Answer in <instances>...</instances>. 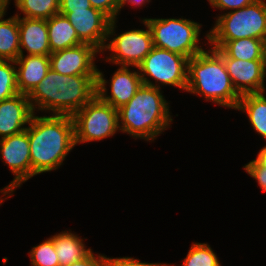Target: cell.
<instances>
[{
  "mask_svg": "<svg viewBox=\"0 0 266 266\" xmlns=\"http://www.w3.org/2000/svg\"><path fill=\"white\" fill-rule=\"evenodd\" d=\"M10 0H0V13L8 8Z\"/></svg>",
  "mask_w": 266,
  "mask_h": 266,
  "instance_id": "e575fe53",
  "label": "cell"
},
{
  "mask_svg": "<svg viewBox=\"0 0 266 266\" xmlns=\"http://www.w3.org/2000/svg\"><path fill=\"white\" fill-rule=\"evenodd\" d=\"M182 266H221V264L210 245L192 243Z\"/></svg>",
  "mask_w": 266,
  "mask_h": 266,
  "instance_id": "cb8c5ba5",
  "label": "cell"
},
{
  "mask_svg": "<svg viewBox=\"0 0 266 266\" xmlns=\"http://www.w3.org/2000/svg\"><path fill=\"white\" fill-rule=\"evenodd\" d=\"M29 255L32 266H60L52 237L34 246Z\"/></svg>",
  "mask_w": 266,
  "mask_h": 266,
  "instance_id": "484cf974",
  "label": "cell"
},
{
  "mask_svg": "<svg viewBox=\"0 0 266 266\" xmlns=\"http://www.w3.org/2000/svg\"><path fill=\"white\" fill-rule=\"evenodd\" d=\"M141 22L146 26V30L134 29L120 35H116L112 40L107 39L103 51L109 50L112 55L106 57V61L120 66L138 67L152 50V34L146 21Z\"/></svg>",
  "mask_w": 266,
  "mask_h": 266,
  "instance_id": "30bf717a",
  "label": "cell"
},
{
  "mask_svg": "<svg viewBox=\"0 0 266 266\" xmlns=\"http://www.w3.org/2000/svg\"><path fill=\"white\" fill-rule=\"evenodd\" d=\"M24 18L49 19L59 13V0H14Z\"/></svg>",
  "mask_w": 266,
  "mask_h": 266,
  "instance_id": "603a6c76",
  "label": "cell"
},
{
  "mask_svg": "<svg viewBox=\"0 0 266 266\" xmlns=\"http://www.w3.org/2000/svg\"><path fill=\"white\" fill-rule=\"evenodd\" d=\"M234 89L242 96L265 92V60H242L222 57Z\"/></svg>",
  "mask_w": 266,
  "mask_h": 266,
  "instance_id": "5bb4252c",
  "label": "cell"
},
{
  "mask_svg": "<svg viewBox=\"0 0 266 266\" xmlns=\"http://www.w3.org/2000/svg\"><path fill=\"white\" fill-rule=\"evenodd\" d=\"M0 155L15 175L9 185L0 190V193L5 198L7 195L8 198L13 195L17 187L31 178L30 142L27 130L0 138Z\"/></svg>",
  "mask_w": 266,
  "mask_h": 266,
  "instance_id": "8fae6325",
  "label": "cell"
},
{
  "mask_svg": "<svg viewBox=\"0 0 266 266\" xmlns=\"http://www.w3.org/2000/svg\"><path fill=\"white\" fill-rule=\"evenodd\" d=\"M161 89L142 84L131 100L118 110L119 130L130 136L153 141L173 121Z\"/></svg>",
  "mask_w": 266,
  "mask_h": 266,
  "instance_id": "3957f363",
  "label": "cell"
},
{
  "mask_svg": "<svg viewBox=\"0 0 266 266\" xmlns=\"http://www.w3.org/2000/svg\"><path fill=\"white\" fill-rule=\"evenodd\" d=\"M212 7L218 8L219 10L230 11L241 9L247 5L252 4L255 0H208Z\"/></svg>",
  "mask_w": 266,
  "mask_h": 266,
  "instance_id": "f1b7e54d",
  "label": "cell"
},
{
  "mask_svg": "<svg viewBox=\"0 0 266 266\" xmlns=\"http://www.w3.org/2000/svg\"><path fill=\"white\" fill-rule=\"evenodd\" d=\"M34 111L26 94L18 93L0 102V137L5 138L26 130ZM25 126V127H24Z\"/></svg>",
  "mask_w": 266,
  "mask_h": 266,
  "instance_id": "9a60e30c",
  "label": "cell"
},
{
  "mask_svg": "<svg viewBox=\"0 0 266 266\" xmlns=\"http://www.w3.org/2000/svg\"><path fill=\"white\" fill-rule=\"evenodd\" d=\"M150 28L153 46L185 56L188 60L200 54L198 44L201 24L184 18H145Z\"/></svg>",
  "mask_w": 266,
  "mask_h": 266,
  "instance_id": "8992f818",
  "label": "cell"
},
{
  "mask_svg": "<svg viewBox=\"0 0 266 266\" xmlns=\"http://www.w3.org/2000/svg\"><path fill=\"white\" fill-rule=\"evenodd\" d=\"M265 65H266V40H265Z\"/></svg>",
  "mask_w": 266,
  "mask_h": 266,
  "instance_id": "d590c367",
  "label": "cell"
},
{
  "mask_svg": "<svg viewBox=\"0 0 266 266\" xmlns=\"http://www.w3.org/2000/svg\"><path fill=\"white\" fill-rule=\"evenodd\" d=\"M186 91L231 109H236L241 97L234 89L224 59L213 48L188 60Z\"/></svg>",
  "mask_w": 266,
  "mask_h": 266,
  "instance_id": "277c9868",
  "label": "cell"
},
{
  "mask_svg": "<svg viewBox=\"0 0 266 266\" xmlns=\"http://www.w3.org/2000/svg\"><path fill=\"white\" fill-rule=\"evenodd\" d=\"M206 34L208 41H231L242 38L266 40V3L255 0L241 9L219 15Z\"/></svg>",
  "mask_w": 266,
  "mask_h": 266,
  "instance_id": "5b68a950",
  "label": "cell"
},
{
  "mask_svg": "<svg viewBox=\"0 0 266 266\" xmlns=\"http://www.w3.org/2000/svg\"><path fill=\"white\" fill-rule=\"evenodd\" d=\"M260 168L266 169V146L261 148L256 159L253 160Z\"/></svg>",
  "mask_w": 266,
  "mask_h": 266,
  "instance_id": "d6a6232c",
  "label": "cell"
},
{
  "mask_svg": "<svg viewBox=\"0 0 266 266\" xmlns=\"http://www.w3.org/2000/svg\"><path fill=\"white\" fill-rule=\"evenodd\" d=\"M137 69L145 85L160 88L161 83L163 86L171 85L186 91L188 59L185 56L153 47ZM148 76L155 80V84Z\"/></svg>",
  "mask_w": 266,
  "mask_h": 266,
  "instance_id": "ba28073f",
  "label": "cell"
},
{
  "mask_svg": "<svg viewBox=\"0 0 266 266\" xmlns=\"http://www.w3.org/2000/svg\"><path fill=\"white\" fill-rule=\"evenodd\" d=\"M103 265V255L99 254L94 256L93 251L80 261L74 262L70 266H102Z\"/></svg>",
  "mask_w": 266,
  "mask_h": 266,
  "instance_id": "1f68e13d",
  "label": "cell"
},
{
  "mask_svg": "<svg viewBox=\"0 0 266 266\" xmlns=\"http://www.w3.org/2000/svg\"><path fill=\"white\" fill-rule=\"evenodd\" d=\"M131 71L128 66H120L111 77V95H107L106 79L103 73L97 69V96L113 108L119 109L127 104L143 84L140 72Z\"/></svg>",
  "mask_w": 266,
  "mask_h": 266,
  "instance_id": "7c38bea8",
  "label": "cell"
},
{
  "mask_svg": "<svg viewBox=\"0 0 266 266\" xmlns=\"http://www.w3.org/2000/svg\"><path fill=\"white\" fill-rule=\"evenodd\" d=\"M221 57L242 60H265V41L255 38H242L231 41H208Z\"/></svg>",
  "mask_w": 266,
  "mask_h": 266,
  "instance_id": "ac0fdd59",
  "label": "cell"
},
{
  "mask_svg": "<svg viewBox=\"0 0 266 266\" xmlns=\"http://www.w3.org/2000/svg\"><path fill=\"white\" fill-rule=\"evenodd\" d=\"M52 238L60 266H70L92 252L90 248L86 249L81 237L71 231H63Z\"/></svg>",
  "mask_w": 266,
  "mask_h": 266,
  "instance_id": "ffe728a7",
  "label": "cell"
},
{
  "mask_svg": "<svg viewBox=\"0 0 266 266\" xmlns=\"http://www.w3.org/2000/svg\"><path fill=\"white\" fill-rule=\"evenodd\" d=\"M3 200H4L3 198H0V204H2V203H3Z\"/></svg>",
  "mask_w": 266,
  "mask_h": 266,
  "instance_id": "8d00e7d4",
  "label": "cell"
},
{
  "mask_svg": "<svg viewBox=\"0 0 266 266\" xmlns=\"http://www.w3.org/2000/svg\"><path fill=\"white\" fill-rule=\"evenodd\" d=\"M65 15L77 32L79 40L94 46L101 53L108 38L115 34L116 21L93 7L85 10H59Z\"/></svg>",
  "mask_w": 266,
  "mask_h": 266,
  "instance_id": "9c48e42d",
  "label": "cell"
},
{
  "mask_svg": "<svg viewBox=\"0 0 266 266\" xmlns=\"http://www.w3.org/2000/svg\"><path fill=\"white\" fill-rule=\"evenodd\" d=\"M118 2L121 11V8H123V6L127 3H130V5H135L137 7V6H143L145 2L149 3L150 0H118Z\"/></svg>",
  "mask_w": 266,
  "mask_h": 266,
  "instance_id": "836d02e7",
  "label": "cell"
},
{
  "mask_svg": "<svg viewBox=\"0 0 266 266\" xmlns=\"http://www.w3.org/2000/svg\"><path fill=\"white\" fill-rule=\"evenodd\" d=\"M51 53L82 44L76 30L65 15L60 13L47 19Z\"/></svg>",
  "mask_w": 266,
  "mask_h": 266,
  "instance_id": "d6986e66",
  "label": "cell"
},
{
  "mask_svg": "<svg viewBox=\"0 0 266 266\" xmlns=\"http://www.w3.org/2000/svg\"><path fill=\"white\" fill-rule=\"evenodd\" d=\"M31 178L58 169L74 148V123L70 115L32 116L28 127Z\"/></svg>",
  "mask_w": 266,
  "mask_h": 266,
  "instance_id": "6da1fadb",
  "label": "cell"
},
{
  "mask_svg": "<svg viewBox=\"0 0 266 266\" xmlns=\"http://www.w3.org/2000/svg\"><path fill=\"white\" fill-rule=\"evenodd\" d=\"M244 170L257 180L261 189L266 192V169L260 168L253 160L244 166Z\"/></svg>",
  "mask_w": 266,
  "mask_h": 266,
  "instance_id": "f546056e",
  "label": "cell"
},
{
  "mask_svg": "<svg viewBox=\"0 0 266 266\" xmlns=\"http://www.w3.org/2000/svg\"><path fill=\"white\" fill-rule=\"evenodd\" d=\"M16 68L15 61L0 60V102L19 93Z\"/></svg>",
  "mask_w": 266,
  "mask_h": 266,
  "instance_id": "d4e9b609",
  "label": "cell"
},
{
  "mask_svg": "<svg viewBox=\"0 0 266 266\" xmlns=\"http://www.w3.org/2000/svg\"><path fill=\"white\" fill-rule=\"evenodd\" d=\"M100 52L94 46L82 43L51 53L50 69L63 75H97L96 55Z\"/></svg>",
  "mask_w": 266,
  "mask_h": 266,
  "instance_id": "4fadbf2b",
  "label": "cell"
},
{
  "mask_svg": "<svg viewBox=\"0 0 266 266\" xmlns=\"http://www.w3.org/2000/svg\"><path fill=\"white\" fill-rule=\"evenodd\" d=\"M264 93L242 95L236 110L245 112L253 129L266 140V97Z\"/></svg>",
  "mask_w": 266,
  "mask_h": 266,
  "instance_id": "44dd1931",
  "label": "cell"
},
{
  "mask_svg": "<svg viewBox=\"0 0 266 266\" xmlns=\"http://www.w3.org/2000/svg\"><path fill=\"white\" fill-rule=\"evenodd\" d=\"M75 144L100 141L114 136L118 126V110L97 95L72 115Z\"/></svg>",
  "mask_w": 266,
  "mask_h": 266,
  "instance_id": "52a82bcc",
  "label": "cell"
},
{
  "mask_svg": "<svg viewBox=\"0 0 266 266\" xmlns=\"http://www.w3.org/2000/svg\"><path fill=\"white\" fill-rule=\"evenodd\" d=\"M15 15L18 17L19 25L20 55L24 53L23 48L27 55H50L47 20Z\"/></svg>",
  "mask_w": 266,
  "mask_h": 266,
  "instance_id": "2e32d148",
  "label": "cell"
},
{
  "mask_svg": "<svg viewBox=\"0 0 266 266\" xmlns=\"http://www.w3.org/2000/svg\"><path fill=\"white\" fill-rule=\"evenodd\" d=\"M5 13H0V60L15 61L20 55L18 17L2 19Z\"/></svg>",
  "mask_w": 266,
  "mask_h": 266,
  "instance_id": "7402d4cb",
  "label": "cell"
},
{
  "mask_svg": "<svg viewBox=\"0 0 266 266\" xmlns=\"http://www.w3.org/2000/svg\"><path fill=\"white\" fill-rule=\"evenodd\" d=\"M18 92L28 95L50 70L49 55H19L15 60Z\"/></svg>",
  "mask_w": 266,
  "mask_h": 266,
  "instance_id": "e0dca14e",
  "label": "cell"
},
{
  "mask_svg": "<svg viewBox=\"0 0 266 266\" xmlns=\"http://www.w3.org/2000/svg\"><path fill=\"white\" fill-rule=\"evenodd\" d=\"M91 7L90 0H59V10H85Z\"/></svg>",
  "mask_w": 266,
  "mask_h": 266,
  "instance_id": "4dcf8cb0",
  "label": "cell"
},
{
  "mask_svg": "<svg viewBox=\"0 0 266 266\" xmlns=\"http://www.w3.org/2000/svg\"><path fill=\"white\" fill-rule=\"evenodd\" d=\"M91 6L102 11L111 20L117 19V14L120 13L118 0H90Z\"/></svg>",
  "mask_w": 266,
  "mask_h": 266,
  "instance_id": "83f0119b",
  "label": "cell"
},
{
  "mask_svg": "<svg viewBox=\"0 0 266 266\" xmlns=\"http://www.w3.org/2000/svg\"><path fill=\"white\" fill-rule=\"evenodd\" d=\"M97 75H63L50 69L40 84L27 95L35 110L70 115L97 95Z\"/></svg>",
  "mask_w": 266,
  "mask_h": 266,
  "instance_id": "7a4b0ae2",
  "label": "cell"
},
{
  "mask_svg": "<svg viewBox=\"0 0 266 266\" xmlns=\"http://www.w3.org/2000/svg\"><path fill=\"white\" fill-rule=\"evenodd\" d=\"M102 266H167V263H146L139 261V259H134L133 257L107 258L103 255Z\"/></svg>",
  "mask_w": 266,
  "mask_h": 266,
  "instance_id": "4316f807",
  "label": "cell"
}]
</instances>
